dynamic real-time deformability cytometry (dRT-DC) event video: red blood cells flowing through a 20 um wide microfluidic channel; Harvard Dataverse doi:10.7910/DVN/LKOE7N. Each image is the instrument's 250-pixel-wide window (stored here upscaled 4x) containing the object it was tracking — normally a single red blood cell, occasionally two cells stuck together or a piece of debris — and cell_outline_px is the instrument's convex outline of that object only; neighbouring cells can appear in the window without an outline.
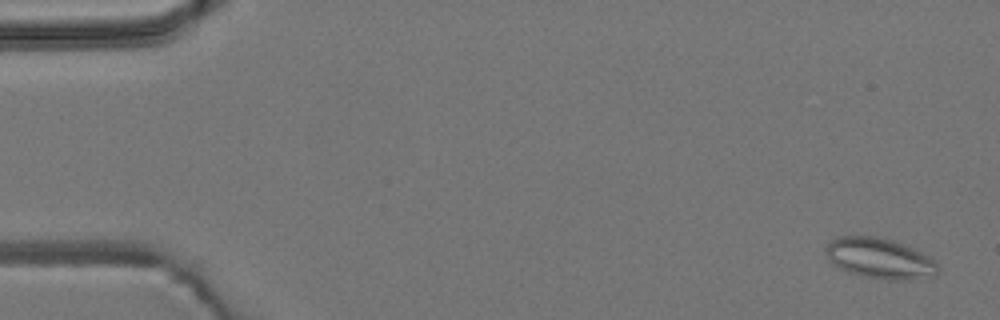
{"species": "common noctule bat (a hibernating species)", "species_latin": "Nyctalus noctula", "temperature_condition": "room temperature", "stored_images_in_passage": 5, "camera_frame_rate_fps": 3000, "um_per_image_px": 0.085, "animal": {"sex": "male", "body_mass_g": 19.2, "forearm_length_mm": 51.8}, "frame": {"image": 1, "passage_image": 1, "time_ms": 0.0, "image_size_px": [1000, 320], "cell_outline_px": [[940, 272], [936, 276], [908, 280], [888, 280], [864, 276], [848, 272], [832, 264], [828, 260], [824, 252], [824, 248], [836, 236], [872, 236], [892, 240], [916, 248], [928, 256], [940, 268]], "centroid_in_image_um": [74.78, 21.97], "position_along_channel_um": 10.2, "area_um2": 26.82}}